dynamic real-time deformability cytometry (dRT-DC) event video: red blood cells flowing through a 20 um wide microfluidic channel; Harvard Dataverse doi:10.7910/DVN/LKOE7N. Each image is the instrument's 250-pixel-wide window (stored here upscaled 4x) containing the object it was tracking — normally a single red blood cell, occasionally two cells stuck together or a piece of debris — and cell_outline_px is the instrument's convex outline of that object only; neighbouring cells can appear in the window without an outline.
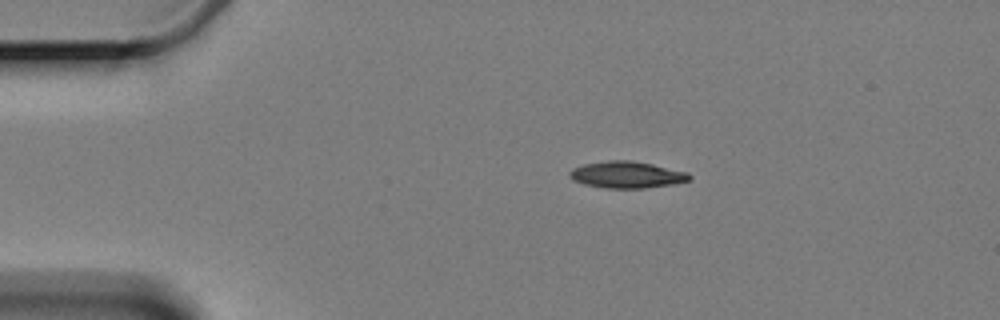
{"species": "Egyptian fruit bat (a non-hibernating species)", "species_latin": "Rousettus aegyptiacus", "temperature_condition": "cold", "stored_images_in_passage": 4, "camera_frame_rate_fps": 3000, "um_per_image_px": 0.085, "animal": {"sex": "female"}, "frame": {"image": 1, "passage_image": 1, "time_ms": 0.0, "image_size_px": [1000, 320], "cell_outline_px": [[692, 180], [676, 184], [644, 188], [604, 188], [584, 184], [572, 180], [568, 172], [572, 168], [584, 164], [608, 160], [632, 160], [652, 164], [688, 172], [692, 176]], "centroid_in_image_um": [53.3, 14.85], "position_along_channel_um": 31.7, "area_um2": 18.84}}
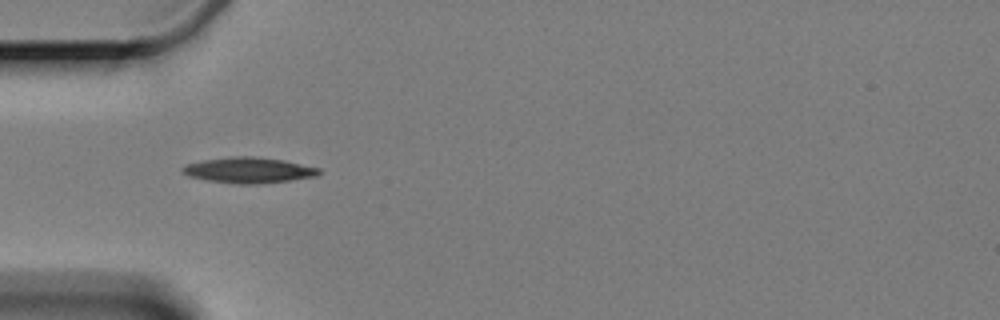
{"frame": {"image": 2, "passage_image": 3, "time_ms": 2.333, "image_size_px": [1000, 320], "cell_outline_px": [[320, 172], [316, 176], [260, 184], [236, 184], [204, 180], [188, 176], [180, 168], [188, 164], [204, 160], [232, 156], [252, 156], [284, 160], [320, 168]], "centroid_in_image_um": [21.13, 14.47], "position_along_channel_um": 63.9, "area_um2": 20.35}}
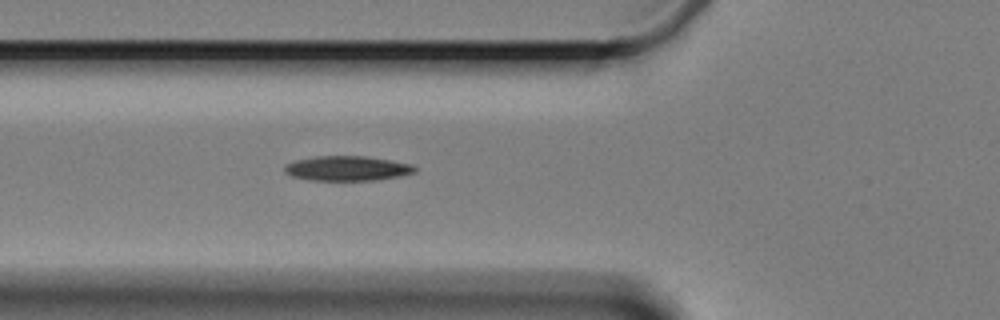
{"frame": {"image": 3, "passage_image": 4, "time_ms": 3.333, "image_size_px": [1000, 320], "cell_outline_px": [[416, 172], [400, 176], [380, 180], [308, 180], [292, 176], [284, 172], [284, 168], [288, 164], [296, 160], [316, 156], [364, 156], [412, 164], [416, 168]], "centroid_in_image_um": [29.53, 14.32], "position_along_channel_um": 96.3, "area_um2": 18.73}}